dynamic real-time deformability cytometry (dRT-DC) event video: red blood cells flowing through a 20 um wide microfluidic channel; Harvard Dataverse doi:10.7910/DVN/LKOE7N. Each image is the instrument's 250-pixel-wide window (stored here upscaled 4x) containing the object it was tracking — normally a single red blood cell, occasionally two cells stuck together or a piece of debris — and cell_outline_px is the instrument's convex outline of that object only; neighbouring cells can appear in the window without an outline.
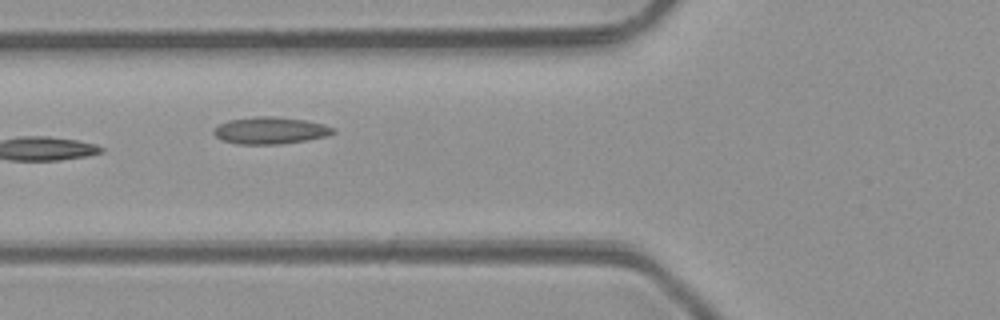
{"species": "common noctule bat (a hibernating species)", "species_latin": "Nyctalus noctula", "temperature_condition": "room temperature", "stored_images_in_passage": 5, "camera_frame_rate_fps": 3000, "um_per_image_px": 0.085, "animal": {"sex": "male", "body_mass_g": 23.1, "forearm_length_mm": 52.7}, "frame": {"image": 1, "passage_image": 4, "time_ms": 4.333, "image_size_px": [1000, 320], "cell_outline_px": [[336, 132], [324, 136], [304, 140], [280, 144], [236, 144], [224, 140], [216, 136], [212, 132], [220, 124], [228, 120], [256, 116], [276, 116], [304, 120], [324, 124], [336, 128]], "centroid_in_image_um": [22.98, 11.08], "position_along_channel_um": 102.8, "area_um2": 18.61}}
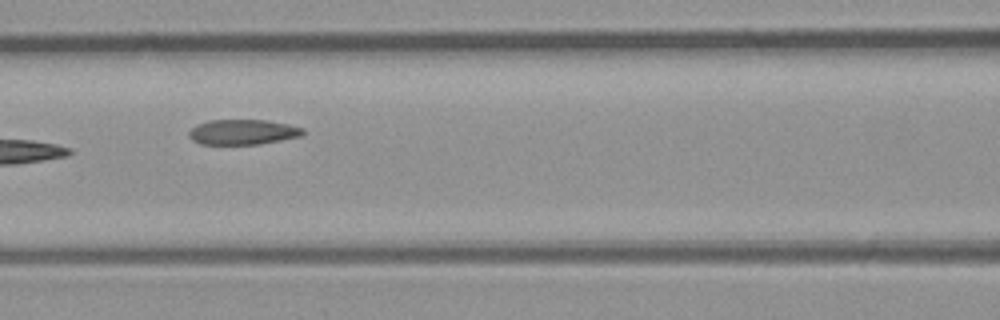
{"frame": {"image": 2, "passage_image": 5, "time_ms": 5.333, "image_size_px": [1000, 320], "cell_outline_px": [[304, 136], [260, 144], [200, 144], [192, 140], [188, 136], [188, 132], [196, 124], [208, 120], [268, 120], [288, 124], [304, 128]], "centroid_in_image_um": [20.65, 11.22], "position_along_channel_um": 145.9, "area_um2": 16.94}}